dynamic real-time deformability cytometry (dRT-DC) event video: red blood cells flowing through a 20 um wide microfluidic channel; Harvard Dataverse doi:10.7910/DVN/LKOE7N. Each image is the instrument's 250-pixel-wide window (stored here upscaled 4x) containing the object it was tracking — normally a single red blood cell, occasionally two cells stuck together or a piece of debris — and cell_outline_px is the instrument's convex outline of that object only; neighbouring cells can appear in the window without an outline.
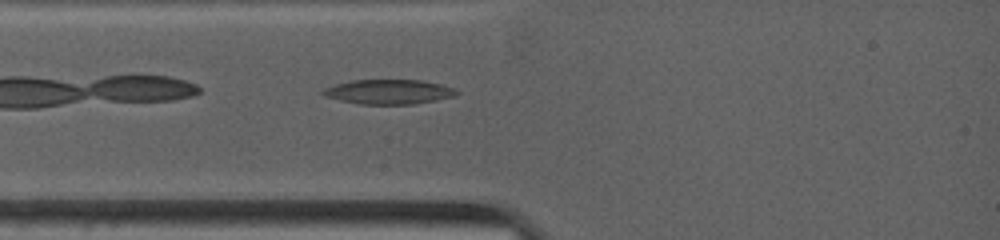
{"species": "common noctule bat (a hibernating species)", "species_latin": "Nyctalus noctula", "temperature_condition": "warm", "stored_images_in_passage": 1, "camera_frame_rate_fps": 4500, "um_per_image_px": 0.085, "animal": {"sex": "female", "body_mass_g": 19.0, "forearm_length_mm": 53.3}, "frame": {"image": 1, "passage_image": 1, "time_ms": 0.0, "image_size_px": [1000, 240], "cell_outline_px": [[460, 92], [452, 96], [436, 100], [412, 104], [360, 104], [340, 100], [324, 96], [320, 92], [324, 88], [336, 84], [352, 80], [420, 80], [440, 84], [456, 88]], "centroid_in_image_um": [33.03, 7.8], "position_along_channel_um": 52.0, "area_um2": 19.07}}